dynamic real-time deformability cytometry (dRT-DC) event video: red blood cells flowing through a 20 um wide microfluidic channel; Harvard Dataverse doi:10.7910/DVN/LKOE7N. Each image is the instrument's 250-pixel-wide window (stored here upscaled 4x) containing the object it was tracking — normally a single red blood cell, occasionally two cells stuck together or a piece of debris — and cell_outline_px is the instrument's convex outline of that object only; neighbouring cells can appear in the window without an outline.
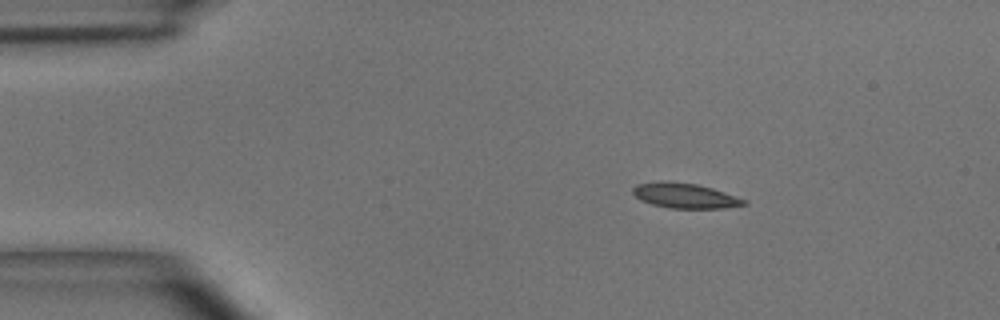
{"species": "common noctule bat (a hibernating species)", "species_latin": "Nyctalus noctula", "temperature_condition": "room temperature", "stored_images_in_passage": 5, "camera_frame_rate_fps": 3000, "um_per_image_px": 0.085, "animal": {"sex": "male", "body_mass_g": 15.6}, "frame": {"image": 1, "passage_image": 1, "time_ms": 0.0, "image_size_px": [1000, 320], "cell_outline_px": [[748, 204], [724, 208], [668, 208], [652, 204], [640, 200], [632, 192], [632, 188], [636, 184], [664, 180], [668, 180], [696, 184], [712, 188], [748, 200]], "centroid_in_image_um": [58.21, 16.62], "position_along_channel_um": 26.8, "area_um2": 16.36}}
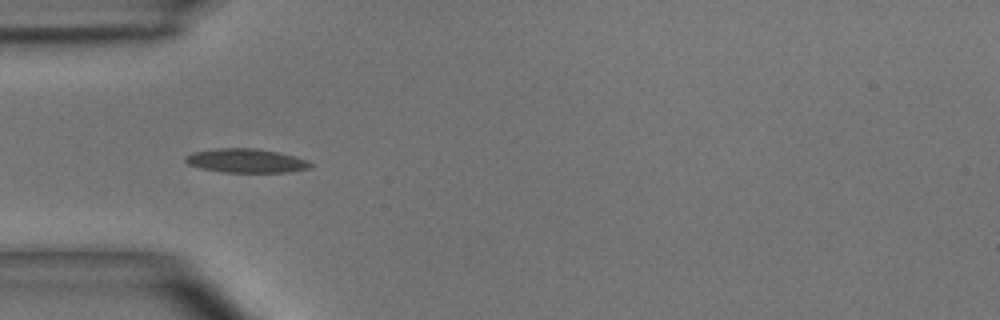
{"frame": {"image": 2, "passage_image": 3, "time_ms": 0.667, "image_size_px": [1000, 320], "cell_outline_px": [[312, 164], [308, 168], [288, 172], [224, 172], [200, 168], [188, 164], [184, 160], [184, 156], [192, 152], [216, 148], [256, 148], [276, 152], [308, 160]], "centroid_in_image_um": [20.85, 13.65], "position_along_channel_um": 64.1, "area_um2": 17.34}}
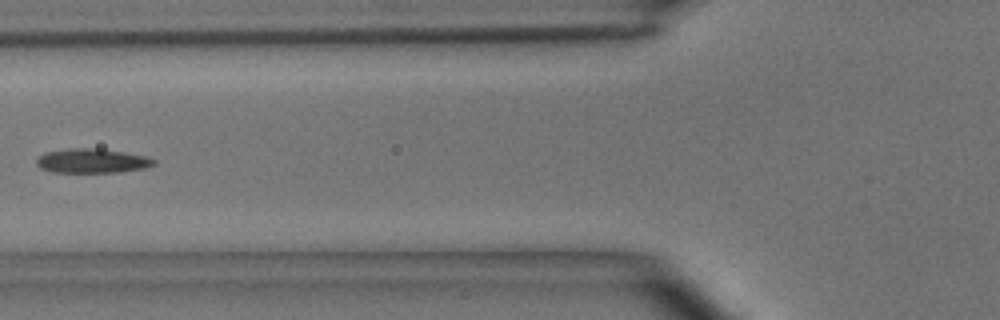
{"frame": {"image": 3, "passage_image": 4, "time_ms": 1.0, "image_size_px": [1000, 320], "cell_outline_px": [[156, 164], [144, 168], [116, 172], [52, 172], [40, 168], [36, 164], [36, 160], [44, 152], [68, 148], [100, 148], [124, 152], [144, 156], [156, 160]], "centroid_in_image_um": [7.79, 13.66], "position_along_channel_um": 118.0, "area_um2": 16.65}}